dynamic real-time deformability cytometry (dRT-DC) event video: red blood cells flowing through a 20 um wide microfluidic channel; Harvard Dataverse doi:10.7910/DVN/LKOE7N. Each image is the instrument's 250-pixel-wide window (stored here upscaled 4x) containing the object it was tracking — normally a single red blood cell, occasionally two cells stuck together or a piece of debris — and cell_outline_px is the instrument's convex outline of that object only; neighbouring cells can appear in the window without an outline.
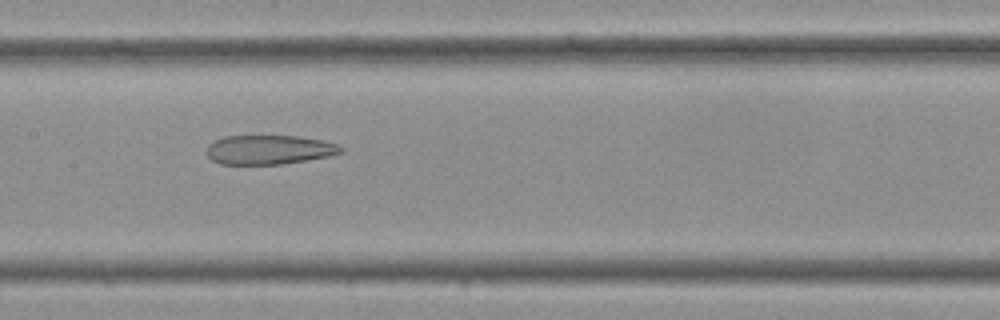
{"species": "Egyptian fruit bat (a non-hibernating species)", "species_latin": "Rousettus aegyptiacus", "temperature_condition": "cold", "stored_images_in_passage": 35, "camera_frame_rate_fps": 3000, "um_per_image_px": 0.085, "frame": {"image": 1, "passage_image": 17, "time_ms": 5.333, "image_size_px": [1000, 320], "cell_outline_px": [[344, 152], [328, 156], [280, 164], [220, 164], [212, 160], [208, 156], [208, 144], [212, 140], [224, 136], [296, 136], [320, 140], [336, 144], [344, 148]], "centroid_in_image_um": [22.84, 12.72], "position_along_channel_um": 184.6, "area_um2": 22.72}}
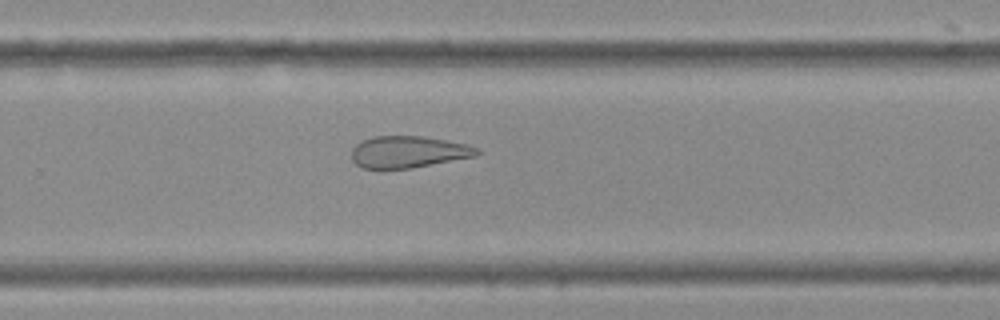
{"frame": {"image": 2, "passage_image": 23, "time_ms": 7.333, "image_size_px": [1000, 320], "cell_outline_px": [[480, 152], [476, 156], [412, 168], [360, 168], [352, 160], [352, 148], [360, 140], [372, 136], [420, 136], [468, 144], [480, 148]], "centroid_in_image_um": [34.7, 12.91], "position_along_channel_um": 295.1, "area_um2": 23.29}}
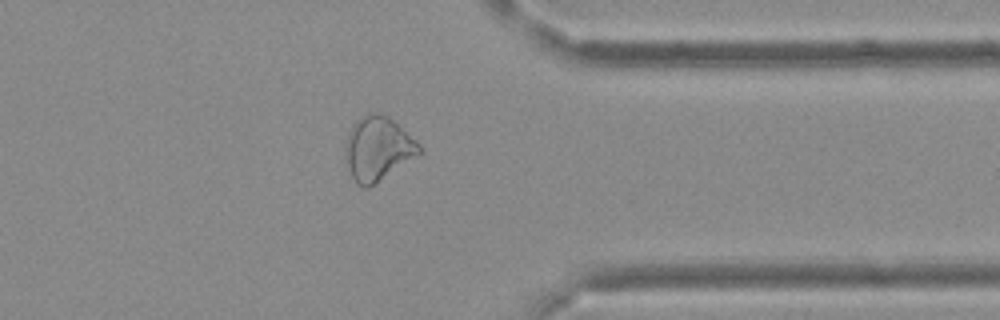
{"frame": {"image": 3, "passage_image": 28, "time_ms": 9.0, "image_size_px": [1000, 320], "cell_outline_px": [[420, 156], [368, 188], [364, 188], [356, 184], [344, 160], [344, 144], [348, 132], [352, 124], [360, 116], [368, 112], [376, 112], [388, 116], [416, 140], [420, 144]], "centroid_in_image_um": [32.09, 12.64], "position_along_channel_um": 379.3, "area_um2": 28.15}}